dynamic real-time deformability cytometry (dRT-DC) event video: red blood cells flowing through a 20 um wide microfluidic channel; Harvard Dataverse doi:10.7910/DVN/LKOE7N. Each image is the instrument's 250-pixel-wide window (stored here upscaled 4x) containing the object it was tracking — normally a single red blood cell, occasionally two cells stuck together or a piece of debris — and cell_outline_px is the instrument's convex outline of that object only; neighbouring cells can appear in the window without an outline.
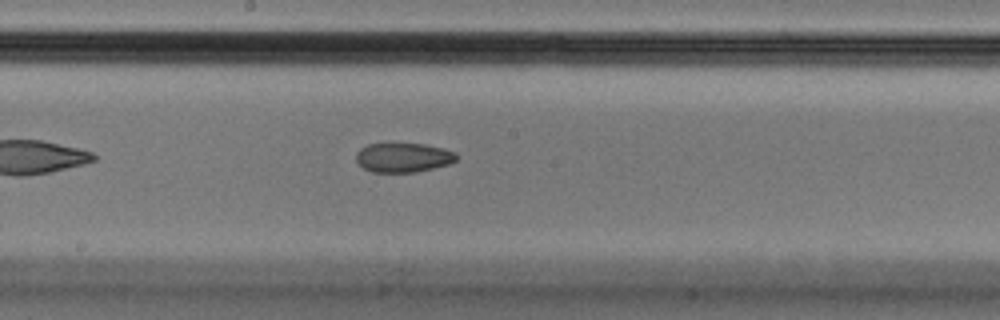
{"species": "Egyptian fruit bat (a non-hibernating species)", "species_latin": "Rousettus aegyptiacus", "temperature_condition": "cold", "stored_images_in_passage": 39, "camera_frame_rate_fps": 3000, "um_per_image_px": 0.085, "animal": {"sex": "male"}, "frame": {"image": 1, "passage_image": 17, "time_ms": 5.333, "image_size_px": [1000, 320], "cell_outline_px": [[456, 160], [448, 164], [416, 172], [372, 172], [364, 168], [356, 160], [356, 152], [360, 148], [368, 144], [388, 140], [424, 144], [444, 148], [456, 152]], "centroid_in_image_um": [34.23, 13.33], "position_along_channel_um": 214.0, "area_um2": 17.86}}